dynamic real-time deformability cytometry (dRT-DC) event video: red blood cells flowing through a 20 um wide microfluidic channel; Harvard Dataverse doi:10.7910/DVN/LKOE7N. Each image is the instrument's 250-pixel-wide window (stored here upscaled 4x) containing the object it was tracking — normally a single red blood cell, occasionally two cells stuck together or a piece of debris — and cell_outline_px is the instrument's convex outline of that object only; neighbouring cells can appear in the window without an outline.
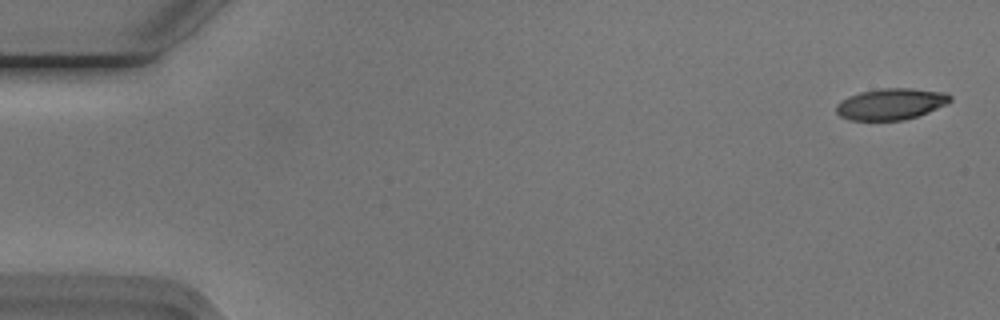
{"species": "Egyptian fruit bat (a non-hibernating species)", "species_latin": "Rousettus aegyptiacus", "temperature_condition": "cold", "stored_images_in_passage": 10, "camera_frame_rate_fps": 3000, "um_per_image_px": 0.085, "animal": {"sex": "male"}, "frame": {"image": 1, "passage_image": 2, "time_ms": 0.333, "image_size_px": [1000, 320], "cell_outline_px": [[952, 100], [928, 112], [904, 120], [848, 120], [840, 116], [836, 112], [836, 104], [848, 96], [860, 92], [880, 88], [912, 88], [948, 92], [952, 96]], "centroid_in_image_um": [75.72, 8.83], "position_along_channel_um": 9.3, "area_um2": 20.87}}